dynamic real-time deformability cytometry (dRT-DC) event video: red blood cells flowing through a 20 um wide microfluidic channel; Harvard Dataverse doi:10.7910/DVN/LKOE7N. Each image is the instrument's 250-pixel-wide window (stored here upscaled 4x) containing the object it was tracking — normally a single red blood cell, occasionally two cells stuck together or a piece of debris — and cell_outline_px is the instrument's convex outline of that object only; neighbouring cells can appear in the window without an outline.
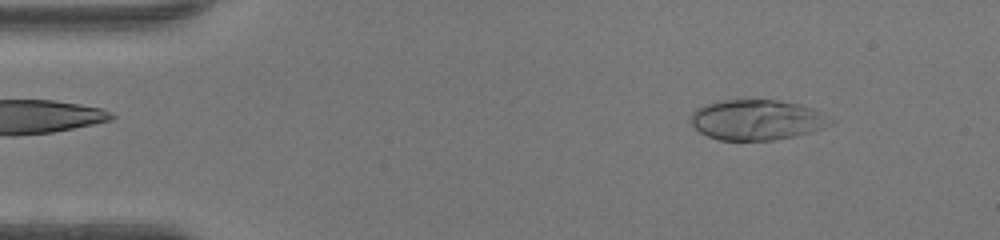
{"species": "human", "species_latin": "Homo sapiens", "temperature_condition": "warm", "stored_images_in_passage": 46, "camera_frame_rate_fps": 3000, "um_per_image_px": 0.085, "donor": {"sex": "female"}, "frame": {"image": 1, "passage_image": 5, "time_ms": 1.333, "image_size_px": [1000, 240], "cell_outline_px": [[836, 120], [832, 124], [824, 128], [812, 132], [796, 136], [776, 140], [716, 140], [700, 132], [688, 120], [692, 112], [696, 108], [704, 104], [716, 100], [776, 100], [800, 104], [812, 108]], "centroid_in_image_um": [64.33, 10.19], "position_along_channel_um": 20.7, "area_um2": 33.35}}
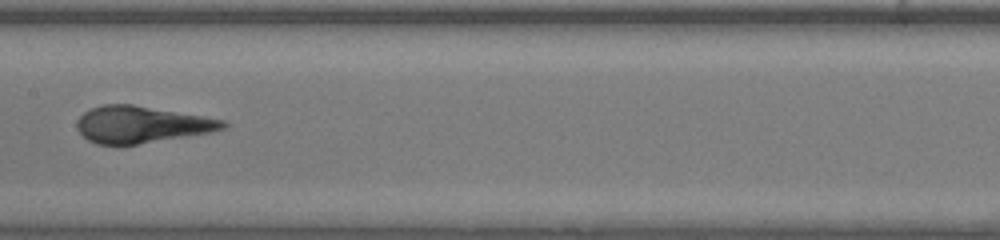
{"frame": {"image": 2, "passage_image": 23, "time_ms": 7.333, "image_size_px": [1000, 240], "cell_outline_px": [[228, 128], [212, 132], [136, 144], [96, 144], [88, 140], [76, 128], [76, 120], [84, 112], [92, 108], [104, 104], [132, 104], [224, 120], [228, 124]], "centroid_in_image_um": [12.01, 10.58], "position_along_channel_um": 195.4, "area_um2": 30.98}}
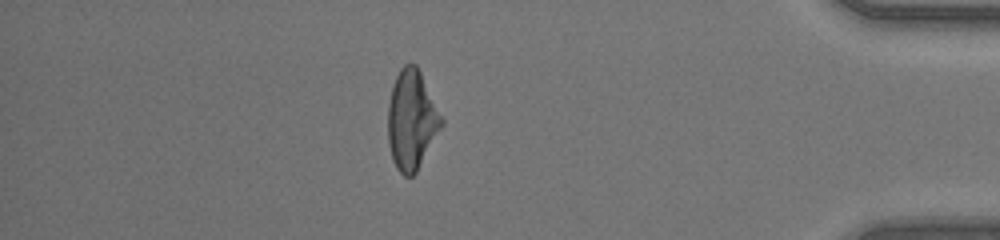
{"frame": {"image": 3, "passage_image": 40, "time_ms": 13.0, "image_size_px": [1000, 240], "cell_outline_px": [[444, 124], [416, 172], [412, 176], [404, 176], [396, 168], [392, 160], [388, 144], [388, 104], [392, 88], [396, 76], [400, 68], [404, 64], [416, 64], [444, 120]], "centroid_in_image_um": [34.98, 10.22], "position_along_channel_um": 400.2, "area_um2": 30.92}, "authors_computed_cell_mechanics": {"area_um2": 31.6744, "velocity_mm_per_s": 4.3708, "shape_relaxation_time_tau1_ms": 4.3246, "shape_relaxation_time_tau2_ms": null, "deformation_change_tau1": 0.2805, "deformation_change_tau2": null}}